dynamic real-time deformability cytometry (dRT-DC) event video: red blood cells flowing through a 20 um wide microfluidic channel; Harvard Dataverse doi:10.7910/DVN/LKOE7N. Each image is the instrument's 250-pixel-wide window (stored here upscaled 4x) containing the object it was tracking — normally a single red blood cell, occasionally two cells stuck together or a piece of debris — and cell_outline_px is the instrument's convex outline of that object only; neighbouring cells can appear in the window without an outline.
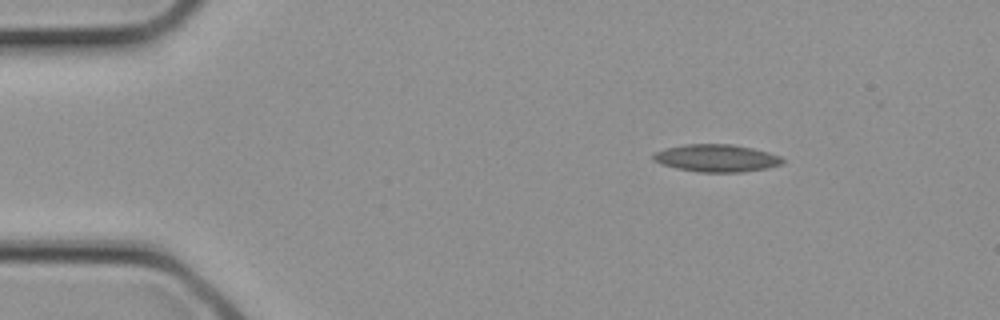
{"species": "common noctule bat (a hibernating species)", "species_latin": "Nyctalus noctula", "temperature_condition": "cold", "stored_images_in_passage": 1, "camera_frame_rate_fps": 3000, "um_per_image_px": 0.085, "animal": {"sex": "female", "body_mass_g": 21.9}, "frame": {"image": 1, "passage_image": 1, "time_ms": 0.0, "image_size_px": [1000, 320], "cell_outline_px": [[784, 164], [768, 168], [740, 172], [700, 172], [676, 168], [660, 164], [652, 160], [652, 152], [684, 144], [732, 144], [752, 148], [768, 152], [780, 156], [784, 160]], "centroid_in_image_um": [60.88, 13.44], "position_along_channel_um": 24.1, "area_um2": 20.81}}